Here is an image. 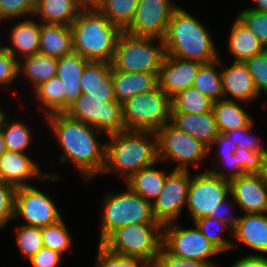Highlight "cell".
<instances>
[{
  "label": "cell",
  "mask_w": 267,
  "mask_h": 267,
  "mask_svg": "<svg viewBox=\"0 0 267 267\" xmlns=\"http://www.w3.org/2000/svg\"><path fill=\"white\" fill-rule=\"evenodd\" d=\"M44 119L61 148L62 154L58 157L60 165L70 162L88 183L97 175L101 176L105 165L106 143H102L98 137L104 133L65 113L50 114Z\"/></svg>",
  "instance_id": "6da1fadb"
},
{
  "label": "cell",
  "mask_w": 267,
  "mask_h": 267,
  "mask_svg": "<svg viewBox=\"0 0 267 267\" xmlns=\"http://www.w3.org/2000/svg\"><path fill=\"white\" fill-rule=\"evenodd\" d=\"M107 138L101 175L114 172L125 182L140 169L159 161L156 132L123 130Z\"/></svg>",
  "instance_id": "7a4b0ae2"
},
{
  "label": "cell",
  "mask_w": 267,
  "mask_h": 267,
  "mask_svg": "<svg viewBox=\"0 0 267 267\" xmlns=\"http://www.w3.org/2000/svg\"><path fill=\"white\" fill-rule=\"evenodd\" d=\"M207 28L197 17L178 6L163 38L166 55L202 64L219 59L218 48Z\"/></svg>",
  "instance_id": "3957f363"
},
{
  "label": "cell",
  "mask_w": 267,
  "mask_h": 267,
  "mask_svg": "<svg viewBox=\"0 0 267 267\" xmlns=\"http://www.w3.org/2000/svg\"><path fill=\"white\" fill-rule=\"evenodd\" d=\"M73 51L88 61L110 63L121 30L88 3L70 25Z\"/></svg>",
  "instance_id": "277c9868"
},
{
  "label": "cell",
  "mask_w": 267,
  "mask_h": 267,
  "mask_svg": "<svg viewBox=\"0 0 267 267\" xmlns=\"http://www.w3.org/2000/svg\"><path fill=\"white\" fill-rule=\"evenodd\" d=\"M163 241L159 223L129 224L116 228L100 244L108 251L142 259L150 266Z\"/></svg>",
  "instance_id": "5b68a950"
},
{
  "label": "cell",
  "mask_w": 267,
  "mask_h": 267,
  "mask_svg": "<svg viewBox=\"0 0 267 267\" xmlns=\"http://www.w3.org/2000/svg\"><path fill=\"white\" fill-rule=\"evenodd\" d=\"M165 55L163 40L132 36L122 31L110 64L112 70L155 73L158 76Z\"/></svg>",
  "instance_id": "8992f818"
},
{
  "label": "cell",
  "mask_w": 267,
  "mask_h": 267,
  "mask_svg": "<svg viewBox=\"0 0 267 267\" xmlns=\"http://www.w3.org/2000/svg\"><path fill=\"white\" fill-rule=\"evenodd\" d=\"M101 205L102 226L98 244L118 227L157 223L152 213V203L133 192L127 185L120 193L108 191Z\"/></svg>",
  "instance_id": "52a82bcc"
},
{
  "label": "cell",
  "mask_w": 267,
  "mask_h": 267,
  "mask_svg": "<svg viewBox=\"0 0 267 267\" xmlns=\"http://www.w3.org/2000/svg\"><path fill=\"white\" fill-rule=\"evenodd\" d=\"M171 108V98L159 86L137 94L122 103L125 129L157 132L170 122Z\"/></svg>",
  "instance_id": "ba28073f"
},
{
  "label": "cell",
  "mask_w": 267,
  "mask_h": 267,
  "mask_svg": "<svg viewBox=\"0 0 267 267\" xmlns=\"http://www.w3.org/2000/svg\"><path fill=\"white\" fill-rule=\"evenodd\" d=\"M158 160L177 164L173 170L190 171L191 166L198 167L209 157L208 147L202 142L178 130L170 122L157 132Z\"/></svg>",
  "instance_id": "9c48e42d"
},
{
  "label": "cell",
  "mask_w": 267,
  "mask_h": 267,
  "mask_svg": "<svg viewBox=\"0 0 267 267\" xmlns=\"http://www.w3.org/2000/svg\"><path fill=\"white\" fill-rule=\"evenodd\" d=\"M64 113L103 132L105 138L126 130L122 104L116 101L115 97H95L82 93Z\"/></svg>",
  "instance_id": "30bf717a"
},
{
  "label": "cell",
  "mask_w": 267,
  "mask_h": 267,
  "mask_svg": "<svg viewBox=\"0 0 267 267\" xmlns=\"http://www.w3.org/2000/svg\"><path fill=\"white\" fill-rule=\"evenodd\" d=\"M179 224L177 221L163 226L162 246L174 256L197 260L208 267H216L217 264L210 258L223 253L195 225L193 228H185Z\"/></svg>",
  "instance_id": "8fae6325"
},
{
  "label": "cell",
  "mask_w": 267,
  "mask_h": 267,
  "mask_svg": "<svg viewBox=\"0 0 267 267\" xmlns=\"http://www.w3.org/2000/svg\"><path fill=\"white\" fill-rule=\"evenodd\" d=\"M230 196L228 180L217 177L209 170L191 175L188 189L187 210L191 219L212 217L217 219L219 203Z\"/></svg>",
  "instance_id": "7c38bea8"
},
{
  "label": "cell",
  "mask_w": 267,
  "mask_h": 267,
  "mask_svg": "<svg viewBox=\"0 0 267 267\" xmlns=\"http://www.w3.org/2000/svg\"><path fill=\"white\" fill-rule=\"evenodd\" d=\"M59 211L53 198L44 193L43 189L34 185L16 188L14 220L20 218L24 225L45 227L62 219Z\"/></svg>",
  "instance_id": "4fadbf2b"
},
{
  "label": "cell",
  "mask_w": 267,
  "mask_h": 267,
  "mask_svg": "<svg viewBox=\"0 0 267 267\" xmlns=\"http://www.w3.org/2000/svg\"><path fill=\"white\" fill-rule=\"evenodd\" d=\"M191 170H172L158 197L152 202L154 219L162 227L175 223L187 205Z\"/></svg>",
  "instance_id": "5bb4252c"
},
{
  "label": "cell",
  "mask_w": 267,
  "mask_h": 267,
  "mask_svg": "<svg viewBox=\"0 0 267 267\" xmlns=\"http://www.w3.org/2000/svg\"><path fill=\"white\" fill-rule=\"evenodd\" d=\"M172 0H139L131 24L125 30L137 37L163 40L173 11L178 7Z\"/></svg>",
  "instance_id": "9a60e30c"
},
{
  "label": "cell",
  "mask_w": 267,
  "mask_h": 267,
  "mask_svg": "<svg viewBox=\"0 0 267 267\" xmlns=\"http://www.w3.org/2000/svg\"><path fill=\"white\" fill-rule=\"evenodd\" d=\"M57 181L58 173L40 171L38 161L33 160L29 153L6 151L0 156V181L13 185L15 188L31 186L32 180Z\"/></svg>",
  "instance_id": "2e32d148"
},
{
  "label": "cell",
  "mask_w": 267,
  "mask_h": 267,
  "mask_svg": "<svg viewBox=\"0 0 267 267\" xmlns=\"http://www.w3.org/2000/svg\"><path fill=\"white\" fill-rule=\"evenodd\" d=\"M232 238L234 240H232L231 250L239 248V243H241L256 253H250L247 256L267 258V213L240 215L232 228Z\"/></svg>",
  "instance_id": "e0dca14e"
},
{
  "label": "cell",
  "mask_w": 267,
  "mask_h": 267,
  "mask_svg": "<svg viewBox=\"0 0 267 267\" xmlns=\"http://www.w3.org/2000/svg\"><path fill=\"white\" fill-rule=\"evenodd\" d=\"M229 183L230 195L243 213H267V185L259 173H247Z\"/></svg>",
  "instance_id": "ac0fdd59"
},
{
  "label": "cell",
  "mask_w": 267,
  "mask_h": 267,
  "mask_svg": "<svg viewBox=\"0 0 267 267\" xmlns=\"http://www.w3.org/2000/svg\"><path fill=\"white\" fill-rule=\"evenodd\" d=\"M202 63L165 55L158 75V86L170 98L178 92L192 87Z\"/></svg>",
  "instance_id": "d6986e66"
},
{
  "label": "cell",
  "mask_w": 267,
  "mask_h": 267,
  "mask_svg": "<svg viewBox=\"0 0 267 267\" xmlns=\"http://www.w3.org/2000/svg\"><path fill=\"white\" fill-rule=\"evenodd\" d=\"M221 69L223 99L250 104L261 96L258 94L253 79L244 63L232 61L230 66L227 68L222 67Z\"/></svg>",
  "instance_id": "ffe728a7"
},
{
  "label": "cell",
  "mask_w": 267,
  "mask_h": 267,
  "mask_svg": "<svg viewBox=\"0 0 267 267\" xmlns=\"http://www.w3.org/2000/svg\"><path fill=\"white\" fill-rule=\"evenodd\" d=\"M17 19L12 25L9 37L10 43L3 47L11 53L18 61L24 57L39 53L40 42V21H35L33 17Z\"/></svg>",
  "instance_id": "44dd1931"
},
{
  "label": "cell",
  "mask_w": 267,
  "mask_h": 267,
  "mask_svg": "<svg viewBox=\"0 0 267 267\" xmlns=\"http://www.w3.org/2000/svg\"><path fill=\"white\" fill-rule=\"evenodd\" d=\"M89 62L74 51L57 58L56 76L63 81L64 112L82 94L79 80Z\"/></svg>",
  "instance_id": "7402d4cb"
},
{
  "label": "cell",
  "mask_w": 267,
  "mask_h": 267,
  "mask_svg": "<svg viewBox=\"0 0 267 267\" xmlns=\"http://www.w3.org/2000/svg\"><path fill=\"white\" fill-rule=\"evenodd\" d=\"M170 123L208 148L219 134L212 110L204 114L171 112Z\"/></svg>",
  "instance_id": "603a6c76"
},
{
  "label": "cell",
  "mask_w": 267,
  "mask_h": 267,
  "mask_svg": "<svg viewBox=\"0 0 267 267\" xmlns=\"http://www.w3.org/2000/svg\"><path fill=\"white\" fill-rule=\"evenodd\" d=\"M88 3L87 0H36L33 17L43 23L70 26Z\"/></svg>",
  "instance_id": "cb8c5ba5"
},
{
  "label": "cell",
  "mask_w": 267,
  "mask_h": 267,
  "mask_svg": "<svg viewBox=\"0 0 267 267\" xmlns=\"http://www.w3.org/2000/svg\"><path fill=\"white\" fill-rule=\"evenodd\" d=\"M113 90L116 101L123 103L141 93L152 91L158 86L155 73H137L112 70Z\"/></svg>",
  "instance_id": "d4e9b609"
},
{
  "label": "cell",
  "mask_w": 267,
  "mask_h": 267,
  "mask_svg": "<svg viewBox=\"0 0 267 267\" xmlns=\"http://www.w3.org/2000/svg\"><path fill=\"white\" fill-rule=\"evenodd\" d=\"M229 34L227 50L236 63H245L265 50L256 35L238 17L234 19Z\"/></svg>",
  "instance_id": "484cf974"
},
{
  "label": "cell",
  "mask_w": 267,
  "mask_h": 267,
  "mask_svg": "<svg viewBox=\"0 0 267 267\" xmlns=\"http://www.w3.org/2000/svg\"><path fill=\"white\" fill-rule=\"evenodd\" d=\"M72 51L73 42L70 26L40 22L39 53L60 58Z\"/></svg>",
  "instance_id": "4316f807"
},
{
  "label": "cell",
  "mask_w": 267,
  "mask_h": 267,
  "mask_svg": "<svg viewBox=\"0 0 267 267\" xmlns=\"http://www.w3.org/2000/svg\"><path fill=\"white\" fill-rule=\"evenodd\" d=\"M82 93L95 97H115L110 63L90 61L79 80Z\"/></svg>",
  "instance_id": "83f0119b"
},
{
  "label": "cell",
  "mask_w": 267,
  "mask_h": 267,
  "mask_svg": "<svg viewBox=\"0 0 267 267\" xmlns=\"http://www.w3.org/2000/svg\"><path fill=\"white\" fill-rule=\"evenodd\" d=\"M160 161L156 164L140 169L125 181L133 192L149 202H153L160 194L166 176L171 171L157 169L155 165H160Z\"/></svg>",
  "instance_id": "f1b7e54d"
},
{
  "label": "cell",
  "mask_w": 267,
  "mask_h": 267,
  "mask_svg": "<svg viewBox=\"0 0 267 267\" xmlns=\"http://www.w3.org/2000/svg\"><path fill=\"white\" fill-rule=\"evenodd\" d=\"M57 58L36 53L18 61V76H24L33 89L56 76ZM21 74V75H20Z\"/></svg>",
  "instance_id": "f546056e"
},
{
  "label": "cell",
  "mask_w": 267,
  "mask_h": 267,
  "mask_svg": "<svg viewBox=\"0 0 267 267\" xmlns=\"http://www.w3.org/2000/svg\"><path fill=\"white\" fill-rule=\"evenodd\" d=\"M244 104L225 99L213 102L212 111L219 133L225 134L234 129L247 127L254 120L243 108Z\"/></svg>",
  "instance_id": "4dcf8cb0"
},
{
  "label": "cell",
  "mask_w": 267,
  "mask_h": 267,
  "mask_svg": "<svg viewBox=\"0 0 267 267\" xmlns=\"http://www.w3.org/2000/svg\"><path fill=\"white\" fill-rule=\"evenodd\" d=\"M223 64L221 57L213 62L202 64L192 85L213 102L222 100L224 96L221 78Z\"/></svg>",
  "instance_id": "1f68e13d"
},
{
  "label": "cell",
  "mask_w": 267,
  "mask_h": 267,
  "mask_svg": "<svg viewBox=\"0 0 267 267\" xmlns=\"http://www.w3.org/2000/svg\"><path fill=\"white\" fill-rule=\"evenodd\" d=\"M121 31L132 22L139 0H91L89 2Z\"/></svg>",
  "instance_id": "d6a6232c"
},
{
  "label": "cell",
  "mask_w": 267,
  "mask_h": 267,
  "mask_svg": "<svg viewBox=\"0 0 267 267\" xmlns=\"http://www.w3.org/2000/svg\"><path fill=\"white\" fill-rule=\"evenodd\" d=\"M31 94L39 105L37 108L44 111V117L54 113H64L63 81L55 76L38 86Z\"/></svg>",
  "instance_id": "836d02e7"
},
{
  "label": "cell",
  "mask_w": 267,
  "mask_h": 267,
  "mask_svg": "<svg viewBox=\"0 0 267 267\" xmlns=\"http://www.w3.org/2000/svg\"><path fill=\"white\" fill-rule=\"evenodd\" d=\"M171 112L204 114L212 110L213 101L193 87L178 92L171 98Z\"/></svg>",
  "instance_id": "e575fe53"
},
{
  "label": "cell",
  "mask_w": 267,
  "mask_h": 267,
  "mask_svg": "<svg viewBox=\"0 0 267 267\" xmlns=\"http://www.w3.org/2000/svg\"><path fill=\"white\" fill-rule=\"evenodd\" d=\"M10 120L7 117L5 120L2 137L6 146L7 151L18 152V153H28V149L33 144V132H31V127L27 123L20 120Z\"/></svg>",
  "instance_id": "d590c367"
},
{
  "label": "cell",
  "mask_w": 267,
  "mask_h": 267,
  "mask_svg": "<svg viewBox=\"0 0 267 267\" xmlns=\"http://www.w3.org/2000/svg\"><path fill=\"white\" fill-rule=\"evenodd\" d=\"M203 235L214 244L223 254L231 250L232 240L224 237L223 232H229L232 237V229L218 219L206 216L192 221Z\"/></svg>",
  "instance_id": "8d00e7d4"
},
{
  "label": "cell",
  "mask_w": 267,
  "mask_h": 267,
  "mask_svg": "<svg viewBox=\"0 0 267 267\" xmlns=\"http://www.w3.org/2000/svg\"><path fill=\"white\" fill-rule=\"evenodd\" d=\"M43 246L54 250L61 255L72 252L71 245L73 236L64 222L63 218L54 224L41 227Z\"/></svg>",
  "instance_id": "74e56055"
},
{
  "label": "cell",
  "mask_w": 267,
  "mask_h": 267,
  "mask_svg": "<svg viewBox=\"0 0 267 267\" xmlns=\"http://www.w3.org/2000/svg\"><path fill=\"white\" fill-rule=\"evenodd\" d=\"M16 243L22 258L30 259L43 247L41 227L18 225L16 228Z\"/></svg>",
  "instance_id": "f35d334b"
},
{
  "label": "cell",
  "mask_w": 267,
  "mask_h": 267,
  "mask_svg": "<svg viewBox=\"0 0 267 267\" xmlns=\"http://www.w3.org/2000/svg\"><path fill=\"white\" fill-rule=\"evenodd\" d=\"M95 260L94 267H150L142 259L110 252L101 244L97 245Z\"/></svg>",
  "instance_id": "ab89813d"
},
{
  "label": "cell",
  "mask_w": 267,
  "mask_h": 267,
  "mask_svg": "<svg viewBox=\"0 0 267 267\" xmlns=\"http://www.w3.org/2000/svg\"><path fill=\"white\" fill-rule=\"evenodd\" d=\"M36 0H0V24L33 17Z\"/></svg>",
  "instance_id": "60d3db41"
},
{
  "label": "cell",
  "mask_w": 267,
  "mask_h": 267,
  "mask_svg": "<svg viewBox=\"0 0 267 267\" xmlns=\"http://www.w3.org/2000/svg\"><path fill=\"white\" fill-rule=\"evenodd\" d=\"M254 120L244 128L234 129L225 133V135L232 140L233 144L239 149L246 148L252 152L267 153V149L262 143L261 138L253 132Z\"/></svg>",
  "instance_id": "b9f144b4"
},
{
  "label": "cell",
  "mask_w": 267,
  "mask_h": 267,
  "mask_svg": "<svg viewBox=\"0 0 267 267\" xmlns=\"http://www.w3.org/2000/svg\"><path fill=\"white\" fill-rule=\"evenodd\" d=\"M244 64L253 79L258 94L264 93L267 98V49L249 58Z\"/></svg>",
  "instance_id": "7bdbcfd3"
},
{
  "label": "cell",
  "mask_w": 267,
  "mask_h": 267,
  "mask_svg": "<svg viewBox=\"0 0 267 267\" xmlns=\"http://www.w3.org/2000/svg\"><path fill=\"white\" fill-rule=\"evenodd\" d=\"M237 17L256 35L264 48L267 49V13L244 8L239 11Z\"/></svg>",
  "instance_id": "ee69618b"
},
{
  "label": "cell",
  "mask_w": 267,
  "mask_h": 267,
  "mask_svg": "<svg viewBox=\"0 0 267 267\" xmlns=\"http://www.w3.org/2000/svg\"><path fill=\"white\" fill-rule=\"evenodd\" d=\"M215 160H217L219 163H217ZM215 160L213 161L215 165L212 163V167L208 170L217 177L230 181L234 178L247 174L245 170L238 165V159L235 153H230V156H218L215 158ZM216 164H220L219 166L221 167L216 166Z\"/></svg>",
  "instance_id": "f6af8a7d"
},
{
  "label": "cell",
  "mask_w": 267,
  "mask_h": 267,
  "mask_svg": "<svg viewBox=\"0 0 267 267\" xmlns=\"http://www.w3.org/2000/svg\"><path fill=\"white\" fill-rule=\"evenodd\" d=\"M16 188L0 181V229L12 222L14 215V196Z\"/></svg>",
  "instance_id": "bcb514c9"
},
{
  "label": "cell",
  "mask_w": 267,
  "mask_h": 267,
  "mask_svg": "<svg viewBox=\"0 0 267 267\" xmlns=\"http://www.w3.org/2000/svg\"><path fill=\"white\" fill-rule=\"evenodd\" d=\"M20 79L18 76V60L4 47L0 50V88L6 87Z\"/></svg>",
  "instance_id": "7dc6e473"
},
{
  "label": "cell",
  "mask_w": 267,
  "mask_h": 267,
  "mask_svg": "<svg viewBox=\"0 0 267 267\" xmlns=\"http://www.w3.org/2000/svg\"><path fill=\"white\" fill-rule=\"evenodd\" d=\"M151 267H208L206 264L193 260L174 256L169 253L163 246L160 248L158 255Z\"/></svg>",
  "instance_id": "c3c4849f"
},
{
  "label": "cell",
  "mask_w": 267,
  "mask_h": 267,
  "mask_svg": "<svg viewBox=\"0 0 267 267\" xmlns=\"http://www.w3.org/2000/svg\"><path fill=\"white\" fill-rule=\"evenodd\" d=\"M237 155L238 165L246 173H260L264 155L267 153L252 152L246 148H237L234 152Z\"/></svg>",
  "instance_id": "681fc988"
},
{
  "label": "cell",
  "mask_w": 267,
  "mask_h": 267,
  "mask_svg": "<svg viewBox=\"0 0 267 267\" xmlns=\"http://www.w3.org/2000/svg\"><path fill=\"white\" fill-rule=\"evenodd\" d=\"M28 261L32 267H59L63 255L43 246Z\"/></svg>",
  "instance_id": "f907efd6"
},
{
  "label": "cell",
  "mask_w": 267,
  "mask_h": 267,
  "mask_svg": "<svg viewBox=\"0 0 267 267\" xmlns=\"http://www.w3.org/2000/svg\"><path fill=\"white\" fill-rule=\"evenodd\" d=\"M231 204L232 205L236 204L231 195L227 199L219 203L217 209V219L223 223H226L232 229L237 220L239 219V215L237 216L233 215L232 212L233 209H231L232 208Z\"/></svg>",
  "instance_id": "816d5d0a"
},
{
  "label": "cell",
  "mask_w": 267,
  "mask_h": 267,
  "mask_svg": "<svg viewBox=\"0 0 267 267\" xmlns=\"http://www.w3.org/2000/svg\"><path fill=\"white\" fill-rule=\"evenodd\" d=\"M213 147H217L218 156H230V153H234L235 150L238 148L236 145L233 144L230 138H228L225 134L221 133L218 134V136L209 146L208 154H211V151L214 149Z\"/></svg>",
  "instance_id": "f5cc1de1"
},
{
  "label": "cell",
  "mask_w": 267,
  "mask_h": 267,
  "mask_svg": "<svg viewBox=\"0 0 267 267\" xmlns=\"http://www.w3.org/2000/svg\"><path fill=\"white\" fill-rule=\"evenodd\" d=\"M231 267H267V258L243 255L241 258H237Z\"/></svg>",
  "instance_id": "db71d44e"
},
{
  "label": "cell",
  "mask_w": 267,
  "mask_h": 267,
  "mask_svg": "<svg viewBox=\"0 0 267 267\" xmlns=\"http://www.w3.org/2000/svg\"><path fill=\"white\" fill-rule=\"evenodd\" d=\"M254 1L253 7L247 8L250 10H255L262 13H267V0H250Z\"/></svg>",
  "instance_id": "11a10c76"
},
{
  "label": "cell",
  "mask_w": 267,
  "mask_h": 267,
  "mask_svg": "<svg viewBox=\"0 0 267 267\" xmlns=\"http://www.w3.org/2000/svg\"><path fill=\"white\" fill-rule=\"evenodd\" d=\"M259 174L261 175L263 182L267 185V154L264 155L262 168Z\"/></svg>",
  "instance_id": "9f6ffc18"
},
{
  "label": "cell",
  "mask_w": 267,
  "mask_h": 267,
  "mask_svg": "<svg viewBox=\"0 0 267 267\" xmlns=\"http://www.w3.org/2000/svg\"><path fill=\"white\" fill-rule=\"evenodd\" d=\"M7 115L8 114L4 111V109L0 108V132L2 131L5 120L8 117Z\"/></svg>",
  "instance_id": "6f0895ef"
},
{
  "label": "cell",
  "mask_w": 267,
  "mask_h": 267,
  "mask_svg": "<svg viewBox=\"0 0 267 267\" xmlns=\"http://www.w3.org/2000/svg\"><path fill=\"white\" fill-rule=\"evenodd\" d=\"M6 151L7 149H6L3 137H2V132H0V156Z\"/></svg>",
  "instance_id": "680465c9"
},
{
  "label": "cell",
  "mask_w": 267,
  "mask_h": 267,
  "mask_svg": "<svg viewBox=\"0 0 267 267\" xmlns=\"http://www.w3.org/2000/svg\"><path fill=\"white\" fill-rule=\"evenodd\" d=\"M3 45L2 41H0V50L3 48Z\"/></svg>",
  "instance_id": "91938a15"
}]
</instances>
